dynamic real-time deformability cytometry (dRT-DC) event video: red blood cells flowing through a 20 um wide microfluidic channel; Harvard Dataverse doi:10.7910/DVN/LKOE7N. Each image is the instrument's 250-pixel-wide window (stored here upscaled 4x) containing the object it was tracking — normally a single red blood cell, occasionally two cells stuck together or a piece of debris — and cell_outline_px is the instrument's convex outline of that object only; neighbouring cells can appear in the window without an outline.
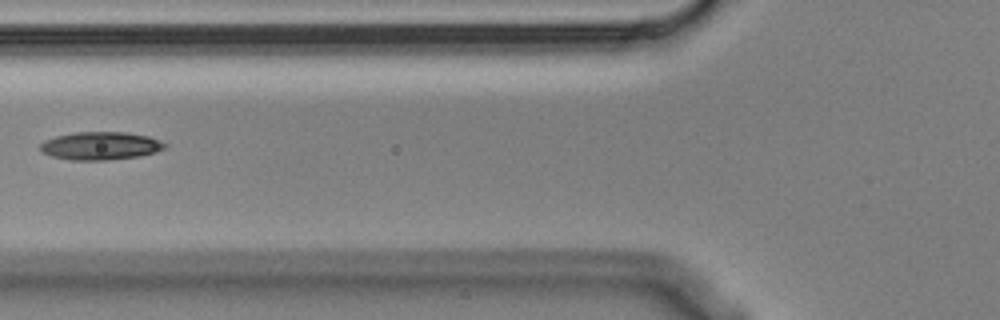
{"species": "Egyptian fruit bat (a non-hibernating species)", "species_latin": "Rousettus aegyptiacus", "temperature_condition": "cold", "stored_images_in_passage": 5, "camera_frame_rate_fps": 3000, "um_per_image_px": 0.085, "animal": {"sex": "male"}, "frame": {"image": 1, "passage_image": 5, "time_ms": 1.333, "image_size_px": [1000, 320], "cell_outline_px": [[168, 148], [156, 152], [140, 156], [108, 160], [72, 160], [52, 156], [40, 152], [40, 144], [44, 140], [56, 136], [76, 132], [128, 132], [148, 136], [168, 144]], "centroid_in_image_um": [8.56, 12.39], "position_along_channel_um": 117.2, "area_um2": 20.52}}